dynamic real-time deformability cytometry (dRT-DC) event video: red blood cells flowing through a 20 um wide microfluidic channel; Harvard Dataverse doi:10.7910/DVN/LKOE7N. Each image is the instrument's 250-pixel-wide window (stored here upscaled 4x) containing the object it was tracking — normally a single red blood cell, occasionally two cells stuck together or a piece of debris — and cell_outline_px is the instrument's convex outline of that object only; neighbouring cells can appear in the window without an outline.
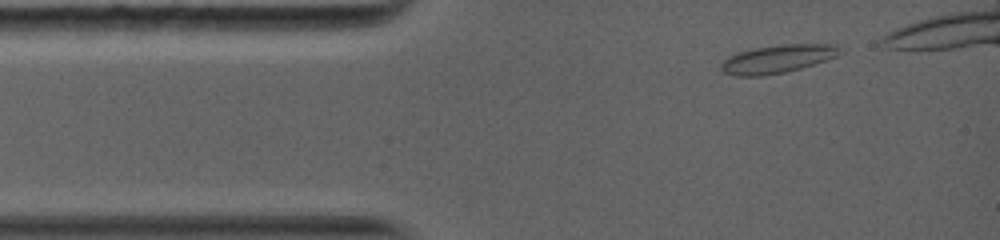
{"species": "common noctule bat (a hibernating species)", "species_latin": "Nyctalus noctula", "temperature_condition": "warm", "stored_images_in_passage": 23, "camera_frame_rate_fps": 5000, "um_per_image_px": 0.085, "animal": {"sex": "female", "body_mass_g": 19.0, "forearm_length_mm": 56.7}, "frame": {"image": 1, "passage_image": 2, "time_ms": 0.4, "image_size_px": [1000, 240], "cell_outline_px": [[844, 52], [836, 56], [788, 72], [764, 76], [736, 76], [724, 72], [720, 68], [720, 64], [728, 56], [736, 52], [752, 48], [780, 44], [836, 44]], "centroid_in_image_um": [66.06, 5.0], "position_along_channel_um": 18.9, "area_um2": 19.71}}
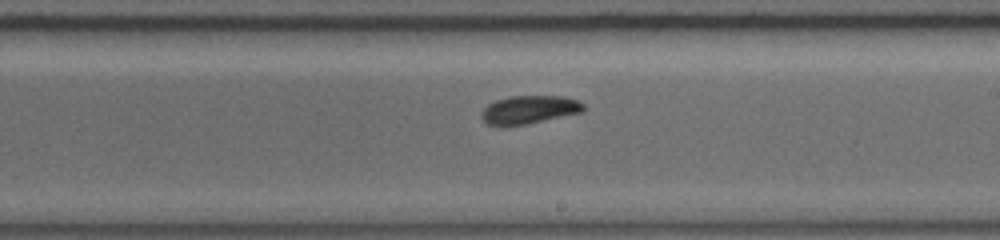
{"frame": {"image": 2, "passage_image": 14, "time_ms": 6.8, "image_size_px": [1000, 240], "cell_outline_px": [[584, 112], [528, 124], [488, 124], [480, 116], [480, 112], [488, 104], [496, 100], [508, 96], [564, 96], [576, 100], [584, 104]], "centroid_in_image_um": [45.02, 9.3], "position_along_channel_um": 244.0, "area_um2": 16.65}}
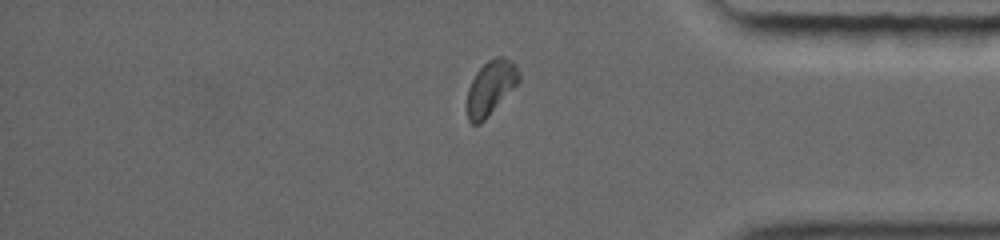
{"frame": {"image": 3, "passage_image": 22, "time_ms": 10.8, "image_size_px": [1000, 240], "cell_outline_px": [[520, 80], [484, 120], [480, 124], [472, 124], [468, 120], [468, 88], [476, 72], [488, 60], [496, 56], [504, 56], [512, 60], [516, 64], [520, 72]], "centroid_in_image_um": [41.73, 7.4], "position_along_channel_um": 393.5, "area_um2": 16.18}}